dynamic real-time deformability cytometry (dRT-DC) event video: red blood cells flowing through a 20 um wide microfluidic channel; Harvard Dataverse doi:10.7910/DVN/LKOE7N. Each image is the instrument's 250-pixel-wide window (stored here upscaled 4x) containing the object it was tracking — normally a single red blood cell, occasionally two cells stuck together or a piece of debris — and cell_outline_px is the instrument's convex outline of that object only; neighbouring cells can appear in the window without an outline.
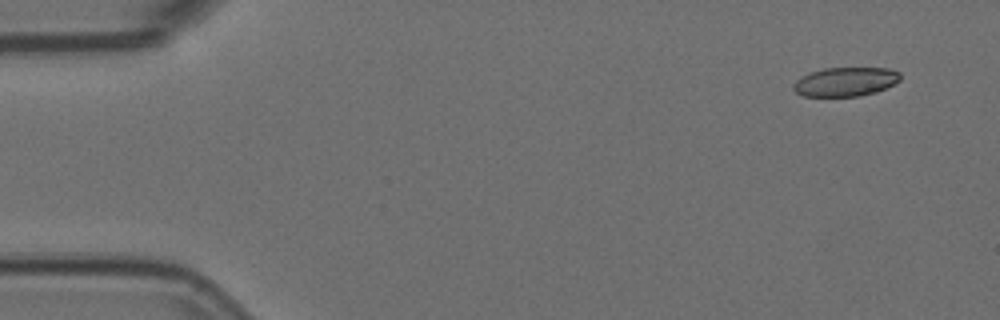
{"species": "Egyptian fruit bat (a non-hibernating species)", "species_latin": "Rousettus aegyptiacus", "temperature_condition": "room temperature", "stored_images_in_passage": 5, "segment_of_instrument_passage": [2, 2], "camera_frame_rate_fps": 3000, "um_per_image_px": 0.085, "animal": {"sex": "female"}, "frame": {"image": 1, "passage_image": 5, "time_ms": 1.333, "image_size_px": [1000, 320], "cell_outline_px": [[900, 80], [876, 92], [860, 96], [804, 96], [796, 92], [792, 88], [792, 84], [800, 76], [824, 68], [888, 68], [900, 72]], "centroid_in_image_um": [71.84, 6.94], "position_along_channel_um": 13.2, "area_um2": 18.03}}